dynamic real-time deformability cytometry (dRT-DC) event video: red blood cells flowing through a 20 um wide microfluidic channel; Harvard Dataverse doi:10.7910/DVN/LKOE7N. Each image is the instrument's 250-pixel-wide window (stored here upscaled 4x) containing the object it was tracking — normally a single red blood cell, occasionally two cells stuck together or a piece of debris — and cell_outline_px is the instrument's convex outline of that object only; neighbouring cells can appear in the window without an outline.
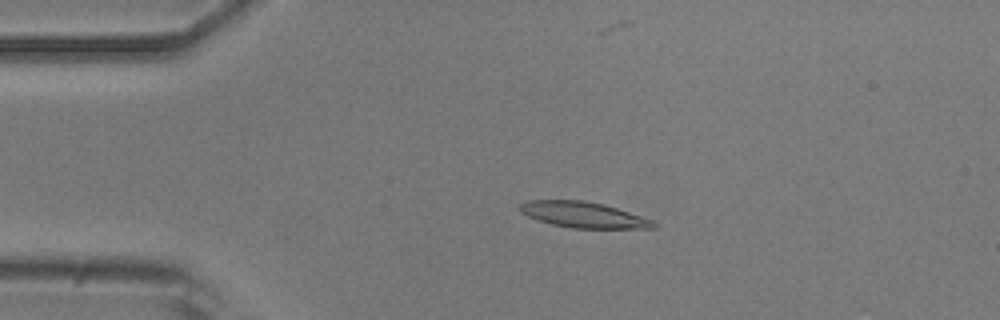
{"species": "common noctule bat (a hibernating species)", "species_latin": "Nyctalus noctula", "temperature_condition": "room temperature", "stored_images_in_passage": 6, "camera_frame_rate_fps": 3000, "um_per_image_px": 0.085, "animal": {"sex": "male", "body_mass_g": 20.5, "forearm_length_mm": 52.5}, "frame": {"image": 1, "passage_image": 3, "time_ms": 2.333, "image_size_px": [1000, 320], "cell_outline_px": [[656, 228], [572, 228], [552, 224], [528, 216], [520, 212], [520, 204], [528, 200], [580, 200], [604, 204], [652, 220], [656, 224]], "centroid_in_image_um": [49.57, 18.25], "position_along_channel_um": 35.4, "area_um2": 19.77}}